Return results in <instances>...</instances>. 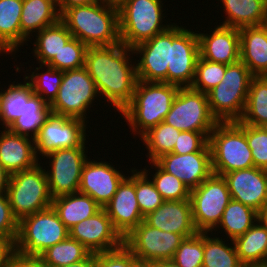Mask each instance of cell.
I'll return each instance as SVG.
<instances>
[{
	"label": "cell",
	"instance_id": "f35d334b",
	"mask_svg": "<svg viewBox=\"0 0 267 267\" xmlns=\"http://www.w3.org/2000/svg\"><path fill=\"white\" fill-rule=\"evenodd\" d=\"M39 65L40 67H36V70L33 69L32 74L25 75L24 79L31 85L33 93L40 96L50 105L58 94L64 71L55 69L47 64ZM42 67H46V71L38 73Z\"/></svg>",
	"mask_w": 267,
	"mask_h": 267
},
{
	"label": "cell",
	"instance_id": "816d5d0a",
	"mask_svg": "<svg viewBox=\"0 0 267 267\" xmlns=\"http://www.w3.org/2000/svg\"><path fill=\"white\" fill-rule=\"evenodd\" d=\"M97 1L98 0H59V14L61 15L68 8L89 5Z\"/></svg>",
	"mask_w": 267,
	"mask_h": 267
},
{
	"label": "cell",
	"instance_id": "ee69618b",
	"mask_svg": "<svg viewBox=\"0 0 267 267\" xmlns=\"http://www.w3.org/2000/svg\"><path fill=\"white\" fill-rule=\"evenodd\" d=\"M203 255L204 232H197L184 238L172 260L180 267H202Z\"/></svg>",
	"mask_w": 267,
	"mask_h": 267
},
{
	"label": "cell",
	"instance_id": "6da1fadb",
	"mask_svg": "<svg viewBox=\"0 0 267 267\" xmlns=\"http://www.w3.org/2000/svg\"><path fill=\"white\" fill-rule=\"evenodd\" d=\"M133 54V49L122 43L88 47L86 52L84 67L94 80L100 97H105L103 100L111 103L119 113L132 101L138 81Z\"/></svg>",
	"mask_w": 267,
	"mask_h": 267
},
{
	"label": "cell",
	"instance_id": "f5cc1de1",
	"mask_svg": "<svg viewBox=\"0 0 267 267\" xmlns=\"http://www.w3.org/2000/svg\"><path fill=\"white\" fill-rule=\"evenodd\" d=\"M61 267H96V253H90L84 260Z\"/></svg>",
	"mask_w": 267,
	"mask_h": 267
},
{
	"label": "cell",
	"instance_id": "60d3db41",
	"mask_svg": "<svg viewBox=\"0 0 267 267\" xmlns=\"http://www.w3.org/2000/svg\"><path fill=\"white\" fill-rule=\"evenodd\" d=\"M135 169V193L136 199L142 215L145 217L148 213L155 211L160 207L164 199L156 190L151 178L148 177L151 169ZM140 170V171H138ZM149 172V173H148Z\"/></svg>",
	"mask_w": 267,
	"mask_h": 267
},
{
	"label": "cell",
	"instance_id": "2e32d148",
	"mask_svg": "<svg viewBox=\"0 0 267 267\" xmlns=\"http://www.w3.org/2000/svg\"><path fill=\"white\" fill-rule=\"evenodd\" d=\"M170 45H172V26L132 48L137 57L140 55L139 60H137L138 63L136 61L138 80L167 83Z\"/></svg>",
	"mask_w": 267,
	"mask_h": 267
},
{
	"label": "cell",
	"instance_id": "5bb4252c",
	"mask_svg": "<svg viewBox=\"0 0 267 267\" xmlns=\"http://www.w3.org/2000/svg\"><path fill=\"white\" fill-rule=\"evenodd\" d=\"M184 238L181 234L161 231L142 221L124 238V246L138 259L153 262L172 260Z\"/></svg>",
	"mask_w": 267,
	"mask_h": 267
},
{
	"label": "cell",
	"instance_id": "e0dca14e",
	"mask_svg": "<svg viewBox=\"0 0 267 267\" xmlns=\"http://www.w3.org/2000/svg\"><path fill=\"white\" fill-rule=\"evenodd\" d=\"M69 237L83 244L91 253L116 250L124 238L114 228L104 208L69 229Z\"/></svg>",
	"mask_w": 267,
	"mask_h": 267
},
{
	"label": "cell",
	"instance_id": "d6a6232c",
	"mask_svg": "<svg viewBox=\"0 0 267 267\" xmlns=\"http://www.w3.org/2000/svg\"><path fill=\"white\" fill-rule=\"evenodd\" d=\"M239 121L250 126L267 125V76L252 78L245 110Z\"/></svg>",
	"mask_w": 267,
	"mask_h": 267
},
{
	"label": "cell",
	"instance_id": "7402d4cb",
	"mask_svg": "<svg viewBox=\"0 0 267 267\" xmlns=\"http://www.w3.org/2000/svg\"><path fill=\"white\" fill-rule=\"evenodd\" d=\"M198 32L201 58L226 65L240 60L239 28L215 25L209 34Z\"/></svg>",
	"mask_w": 267,
	"mask_h": 267
},
{
	"label": "cell",
	"instance_id": "44dd1931",
	"mask_svg": "<svg viewBox=\"0 0 267 267\" xmlns=\"http://www.w3.org/2000/svg\"><path fill=\"white\" fill-rule=\"evenodd\" d=\"M155 162L167 173L180 179L190 190L198 187L213 173L211 152L167 153Z\"/></svg>",
	"mask_w": 267,
	"mask_h": 267
},
{
	"label": "cell",
	"instance_id": "8992f818",
	"mask_svg": "<svg viewBox=\"0 0 267 267\" xmlns=\"http://www.w3.org/2000/svg\"><path fill=\"white\" fill-rule=\"evenodd\" d=\"M253 77L241 60L226 66L221 83L207 93L210 110L219 122L242 117Z\"/></svg>",
	"mask_w": 267,
	"mask_h": 267
},
{
	"label": "cell",
	"instance_id": "94428289",
	"mask_svg": "<svg viewBox=\"0 0 267 267\" xmlns=\"http://www.w3.org/2000/svg\"><path fill=\"white\" fill-rule=\"evenodd\" d=\"M247 267H267L266 265L247 266Z\"/></svg>",
	"mask_w": 267,
	"mask_h": 267
},
{
	"label": "cell",
	"instance_id": "3957f363",
	"mask_svg": "<svg viewBox=\"0 0 267 267\" xmlns=\"http://www.w3.org/2000/svg\"><path fill=\"white\" fill-rule=\"evenodd\" d=\"M179 88L166 82L138 80L132 101L120 112L121 119L125 118L132 133L141 137L164 121Z\"/></svg>",
	"mask_w": 267,
	"mask_h": 267
},
{
	"label": "cell",
	"instance_id": "7a4b0ae2",
	"mask_svg": "<svg viewBox=\"0 0 267 267\" xmlns=\"http://www.w3.org/2000/svg\"><path fill=\"white\" fill-rule=\"evenodd\" d=\"M60 20L73 37L88 47L113 46L120 41L118 5L97 1L66 9Z\"/></svg>",
	"mask_w": 267,
	"mask_h": 267
},
{
	"label": "cell",
	"instance_id": "f6af8a7d",
	"mask_svg": "<svg viewBox=\"0 0 267 267\" xmlns=\"http://www.w3.org/2000/svg\"><path fill=\"white\" fill-rule=\"evenodd\" d=\"M246 139L251 149L254 167L267 170V131L265 128L246 124Z\"/></svg>",
	"mask_w": 267,
	"mask_h": 267
},
{
	"label": "cell",
	"instance_id": "52a82bcc",
	"mask_svg": "<svg viewBox=\"0 0 267 267\" xmlns=\"http://www.w3.org/2000/svg\"><path fill=\"white\" fill-rule=\"evenodd\" d=\"M68 237L69 229L51 206L19 220L16 253L23 257H39L47 248Z\"/></svg>",
	"mask_w": 267,
	"mask_h": 267
},
{
	"label": "cell",
	"instance_id": "cb8c5ba5",
	"mask_svg": "<svg viewBox=\"0 0 267 267\" xmlns=\"http://www.w3.org/2000/svg\"><path fill=\"white\" fill-rule=\"evenodd\" d=\"M0 132V164L10 175L40 163L33 138L15 134L8 128Z\"/></svg>",
	"mask_w": 267,
	"mask_h": 267
},
{
	"label": "cell",
	"instance_id": "8fae6325",
	"mask_svg": "<svg viewBox=\"0 0 267 267\" xmlns=\"http://www.w3.org/2000/svg\"><path fill=\"white\" fill-rule=\"evenodd\" d=\"M190 201L196 230L213 234L231 201V195L223 176L212 173L198 187L190 190Z\"/></svg>",
	"mask_w": 267,
	"mask_h": 267
},
{
	"label": "cell",
	"instance_id": "7dc6e473",
	"mask_svg": "<svg viewBox=\"0 0 267 267\" xmlns=\"http://www.w3.org/2000/svg\"><path fill=\"white\" fill-rule=\"evenodd\" d=\"M18 219L13 215L6 193H0V235L16 240Z\"/></svg>",
	"mask_w": 267,
	"mask_h": 267
},
{
	"label": "cell",
	"instance_id": "d6986e66",
	"mask_svg": "<svg viewBox=\"0 0 267 267\" xmlns=\"http://www.w3.org/2000/svg\"><path fill=\"white\" fill-rule=\"evenodd\" d=\"M119 184L112 199L103 207L114 228L125 238L142 221V215L135 193V167Z\"/></svg>",
	"mask_w": 267,
	"mask_h": 267
},
{
	"label": "cell",
	"instance_id": "8d00e7d4",
	"mask_svg": "<svg viewBox=\"0 0 267 267\" xmlns=\"http://www.w3.org/2000/svg\"><path fill=\"white\" fill-rule=\"evenodd\" d=\"M91 252L80 242L68 237L39 255L45 267H61L84 260Z\"/></svg>",
	"mask_w": 267,
	"mask_h": 267
},
{
	"label": "cell",
	"instance_id": "9c48e42d",
	"mask_svg": "<svg viewBox=\"0 0 267 267\" xmlns=\"http://www.w3.org/2000/svg\"><path fill=\"white\" fill-rule=\"evenodd\" d=\"M163 122L179 131L202 132L207 138L219 123L210 110L207 94L191 87L179 88Z\"/></svg>",
	"mask_w": 267,
	"mask_h": 267
},
{
	"label": "cell",
	"instance_id": "c3c4849f",
	"mask_svg": "<svg viewBox=\"0 0 267 267\" xmlns=\"http://www.w3.org/2000/svg\"><path fill=\"white\" fill-rule=\"evenodd\" d=\"M96 267H130V251L123 245L113 251L96 253Z\"/></svg>",
	"mask_w": 267,
	"mask_h": 267
},
{
	"label": "cell",
	"instance_id": "f1b7e54d",
	"mask_svg": "<svg viewBox=\"0 0 267 267\" xmlns=\"http://www.w3.org/2000/svg\"><path fill=\"white\" fill-rule=\"evenodd\" d=\"M23 0H0V53L15 54L21 47Z\"/></svg>",
	"mask_w": 267,
	"mask_h": 267
},
{
	"label": "cell",
	"instance_id": "30bf717a",
	"mask_svg": "<svg viewBox=\"0 0 267 267\" xmlns=\"http://www.w3.org/2000/svg\"><path fill=\"white\" fill-rule=\"evenodd\" d=\"M100 97L94 80L85 67L66 70L58 94L49 105L51 113L86 120L87 110ZM92 104V106H91Z\"/></svg>",
	"mask_w": 267,
	"mask_h": 267
},
{
	"label": "cell",
	"instance_id": "5b68a950",
	"mask_svg": "<svg viewBox=\"0 0 267 267\" xmlns=\"http://www.w3.org/2000/svg\"><path fill=\"white\" fill-rule=\"evenodd\" d=\"M117 5L120 41L127 47L133 48L172 26L162 24V0H121Z\"/></svg>",
	"mask_w": 267,
	"mask_h": 267
},
{
	"label": "cell",
	"instance_id": "e575fe53",
	"mask_svg": "<svg viewBox=\"0 0 267 267\" xmlns=\"http://www.w3.org/2000/svg\"><path fill=\"white\" fill-rule=\"evenodd\" d=\"M50 114V106L40 96L33 94L25 103L22 116L8 129L15 134L31 136L34 139Z\"/></svg>",
	"mask_w": 267,
	"mask_h": 267
},
{
	"label": "cell",
	"instance_id": "4dcf8cb0",
	"mask_svg": "<svg viewBox=\"0 0 267 267\" xmlns=\"http://www.w3.org/2000/svg\"><path fill=\"white\" fill-rule=\"evenodd\" d=\"M33 56L37 64H48L64 45L73 37L66 25L59 20L56 24L43 28L35 34Z\"/></svg>",
	"mask_w": 267,
	"mask_h": 267
},
{
	"label": "cell",
	"instance_id": "1f68e13d",
	"mask_svg": "<svg viewBox=\"0 0 267 267\" xmlns=\"http://www.w3.org/2000/svg\"><path fill=\"white\" fill-rule=\"evenodd\" d=\"M24 83L12 82L6 90L0 91V123L2 128H9L25 110V103L34 94L31 85L23 78ZM5 126V127H4Z\"/></svg>",
	"mask_w": 267,
	"mask_h": 267
},
{
	"label": "cell",
	"instance_id": "83f0119b",
	"mask_svg": "<svg viewBox=\"0 0 267 267\" xmlns=\"http://www.w3.org/2000/svg\"><path fill=\"white\" fill-rule=\"evenodd\" d=\"M51 206L68 229L90 218L102 208L89 195L79 192L56 197L52 199Z\"/></svg>",
	"mask_w": 267,
	"mask_h": 267
},
{
	"label": "cell",
	"instance_id": "d590c367",
	"mask_svg": "<svg viewBox=\"0 0 267 267\" xmlns=\"http://www.w3.org/2000/svg\"><path fill=\"white\" fill-rule=\"evenodd\" d=\"M208 234L209 232H204L202 267H245L239 259L233 240L227 243L222 237L220 239Z\"/></svg>",
	"mask_w": 267,
	"mask_h": 267
},
{
	"label": "cell",
	"instance_id": "ab89813d",
	"mask_svg": "<svg viewBox=\"0 0 267 267\" xmlns=\"http://www.w3.org/2000/svg\"><path fill=\"white\" fill-rule=\"evenodd\" d=\"M154 166L155 174L148 176L164 201L190 199V189L177 177L167 173L155 161L149 163Z\"/></svg>",
	"mask_w": 267,
	"mask_h": 267
},
{
	"label": "cell",
	"instance_id": "7bdbcfd3",
	"mask_svg": "<svg viewBox=\"0 0 267 267\" xmlns=\"http://www.w3.org/2000/svg\"><path fill=\"white\" fill-rule=\"evenodd\" d=\"M87 49V45L72 37L47 65L61 71L84 67Z\"/></svg>",
	"mask_w": 267,
	"mask_h": 267
},
{
	"label": "cell",
	"instance_id": "603a6c76",
	"mask_svg": "<svg viewBox=\"0 0 267 267\" xmlns=\"http://www.w3.org/2000/svg\"><path fill=\"white\" fill-rule=\"evenodd\" d=\"M144 221L161 231L183 235L185 238L195 235L190 199L164 201L155 211L148 213Z\"/></svg>",
	"mask_w": 267,
	"mask_h": 267
},
{
	"label": "cell",
	"instance_id": "ffe728a7",
	"mask_svg": "<svg viewBox=\"0 0 267 267\" xmlns=\"http://www.w3.org/2000/svg\"><path fill=\"white\" fill-rule=\"evenodd\" d=\"M231 199L259 211L267 203V170L251 167L222 175Z\"/></svg>",
	"mask_w": 267,
	"mask_h": 267
},
{
	"label": "cell",
	"instance_id": "ba28073f",
	"mask_svg": "<svg viewBox=\"0 0 267 267\" xmlns=\"http://www.w3.org/2000/svg\"><path fill=\"white\" fill-rule=\"evenodd\" d=\"M40 164L10 175L6 194L18 221L52 205L46 167Z\"/></svg>",
	"mask_w": 267,
	"mask_h": 267
},
{
	"label": "cell",
	"instance_id": "9f6ffc18",
	"mask_svg": "<svg viewBox=\"0 0 267 267\" xmlns=\"http://www.w3.org/2000/svg\"><path fill=\"white\" fill-rule=\"evenodd\" d=\"M257 221L267 228V203L257 212Z\"/></svg>",
	"mask_w": 267,
	"mask_h": 267
},
{
	"label": "cell",
	"instance_id": "db71d44e",
	"mask_svg": "<svg viewBox=\"0 0 267 267\" xmlns=\"http://www.w3.org/2000/svg\"><path fill=\"white\" fill-rule=\"evenodd\" d=\"M10 174L0 164V193H7Z\"/></svg>",
	"mask_w": 267,
	"mask_h": 267
},
{
	"label": "cell",
	"instance_id": "6f0895ef",
	"mask_svg": "<svg viewBox=\"0 0 267 267\" xmlns=\"http://www.w3.org/2000/svg\"><path fill=\"white\" fill-rule=\"evenodd\" d=\"M155 267H180L173 260H161L155 262Z\"/></svg>",
	"mask_w": 267,
	"mask_h": 267
},
{
	"label": "cell",
	"instance_id": "bcb514c9",
	"mask_svg": "<svg viewBox=\"0 0 267 267\" xmlns=\"http://www.w3.org/2000/svg\"><path fill=\"white\" fill-rule=\"evenodd\" d=\"M194 152H211L208 138L202 132L181 131L172 153L188 154Z\"/></svg>",
	"mask_w": 267,
	"mask_h": 267
},
{
	"label": "cell",
	"instance_id": "74e56055",
	"mask_svg": "<svg viewBox=\"0 0 267 267\" xmlns=\"http://www.w3.org/2000/svg\"><path fill=\"white\" fill-rule=\"evenodd\" d=\"M180 132L173 126L161 122L144 133L139 140H142L143 145L146 146L148 162L156 161L161 156L172 153Z\"/></svg>",
	"mask_w": 267,
	"mask_h": 267
},
{
	"label": "cell",
	"instance_id": "d4e9b609",
	"mask_svg": "<svg viewBox=\"0 0 267 267\" xmlns=\"http://www.w3.org/2000/svg\"><path fill=\"white\" fill-rule=\"evenodd\" d=\"M240 60L254 76H267V24L239 28Z\"/></svg>",
	"mask_w": 267,
	"mask_h": 267
},
{
	"label": "cell",
	"instance_id": "f907efd6",
	"mask_svg": "<svg viewBox=\"0 0 267 267\" xmlns=\"http://www.w3.org/2000/svg\"><path fill=\"white\" fill-rule=\"evenodd\" d=\"M8 267H45L38 257H23L16 254L10 261Z\"/></svg>",
	"mask_w": 267,
	"mask_h": 267
},
{
	"label": "cell",
	"instance_id": "11a10c76",
	"mask_svg": "<svg viewBox=\"0 0 267 267\" xmlns=\"http://www.w3.org/2000/svg\"><path fill=\"white\" fill-rule=\"evenodd\" d=\"M130 267H155V262L138 259L130 252Z\"/></svg>",
	"mask_w": 267,
	"mask_h": 267
},
{
	"label": "cell",
	"instance_id": "277c9868",
	"mask_svg": "<svg viewBox=\"0 0 267 267\" xmlns=\"http://www.w3.org/2000/svg\"><path fill=\"white\" fill-rule=\"evenodd\" d=\"M212 172L223 174L254 167L246 139V124L238 121L219 122L208 138Z\"/></svg>",
	"mask_w": 267,
	"mask_h": 267
},
{
	"label": "cell",
	"instance_id": "ac0fdd59",
	"mask_svg": "<svg viewBox=\"0 0 267 267\" xmlns=\"http://www.w3.org/2000/svg\"><path fill=\"white\" fill-rule=\"evenodd\" d=\"M112 165L108 161L97 162L88 158L82 168L78 192L89 195L102 208L112 199L126 177L121 170L118 171L120 168Z\"/></svg>",
	"mask_w": 267,
	"mask_h": 267
},
{
	"label": "cell",
	"instance_id": "9a60e30c",
	"mask_svg": "<svg viewBox=\"0 0 267 267\" xmlns=\"http://www.w3.org/2000/svg\"><path fill=\"white\" fill-rule=\"evenodd\" d=\"M197 31L172 23V45L167 83L190 87L195 77L196 63L200 56Z\"/></svg>",
	"mask_w": 267,
	"mask_h": 267
},
{
	"label": "cell",
	"instance_id": "b9f144b4",
	"mask_svg": "<svg viewBox=\"0 0 267 267\" xmlns=\"http://www.w3.org/2000/svg\"><path fill=\"white\" fill-rule=\"evenodd\" d=\"M226 66V64L205 60L199 56L196 63L195 77L190 87L207 94L221 83Z\"/></svg>",
	"mask_w": 267,
	"mask_h": 267
},
{
	"label": "cell",
	"instance_id": "4316f807",
	"mask_svg": "<svg viewBox=\"0 0 267 267\" xmlns=\"http://www.w3.org/2000/svg\"><path fill=\"white\" fill-rule=\"evenodd\" d=\"M227 15L220 25L242 28L267 24V0H218Z\"/></svg>",
	"mask_w": 267,
	"mask_h": 267
},
{
	"label": "cell",
	"instance_id": "f546056e",
	"mask_svg": "<svg viewBox=\"0 0 267 267\" xmlns=\"http://www.w3.org/2000/svg\"><path fill=\"white\" fill-rule=\"evenodd\" d=\"M241 263L247 266L265 265L267 260V228L258 221L234 240Z\"/></svg>",
	"mask_w": 267,
	"mask_h": 267
},
{
	"label": "cell",
	"instance_id": "680465c9",
	"mask_svg": "<svg viewBox=\"0 0 267 267\" xmlns=\"http://www.w3.org/2000/svg\"><path fill=\"white\" fill-rule=\"evenodd\" d=\"M99 1H105L113 4H117V0H99Z\"/></svg>",
	"mask_w": 267,
	"mask_h": 267
},
{
	"label": "cell",
	"instance_id": "484cf974",
	"mask_svg": "<svg viewBox=\"0 0 267 267\" xmlns=\"http://www.w3.org/2000/svg\"><path fill=\"white\" fill-rule=\"evenodd\" d=\"M60 20L57 6L51 0H23L21 25V46L31 36L43 28L56 24Z\"/></svg>",
	"mask_w": 267,
	"mask_h": 267
},
{
	"label": "cell",
	"instance_id": "681fc988",
	"mask_svg": "<svg viewBox=\"0 0 267 267\" xmlns=\"http://www.w3.org/2000/svg\"><path fill=\"white\" fill-rule=\"evenodd\" d=\"M16 254L15 240L0 235V267H8Z\"/></svg>",
	"mask_w": 267,
	"mask_h": 267
},
{
	"label": "cell",
	"instance_id": "91938a15",
	"mask_svg": "<svg viewBox=\"0 0 267 267\" xmlns=\"http://www.w3.org/2000/svg\"><path fill=\"white\" fill-rule=\"evenodd\" d=\"M51 1L56 4L58 12H59V0H51Z\"/></svg>",
	"mask_w": 267,
	"mask_h": 267
},
{
	"label": "cell",
	"instance_id": "836d02e7",
	"mask_svg": "<svg viewBox=\"0 0 267 267\" xmlns=\"http://www.w3.org/2000/svg\"><path fill=\"white\" fill-rule=\"evenodd\" d=\"M257 222V211L242 204L239 201L231 199L226 206L222 219L218 226L213 231L224 230L230 240H235L237 237L243 235Z\"/></svg>",
	"mask_w": 267,
	"mask_h": 267
},
{
	"label": "cell",
	"instance_id": "7c38bea8",
	"mask_svg": "<svg viewBox=\"0 0 267 267\" xmlns=\"http://www.w3.org/2000/svg\"><path fill=\"white\" fill-rule=\"evenodd\" d=\"M85 141L81 146L74 148L58 149L47 154L50 170L46 171L48 187L52 199L77 193L83 165L87 157V145Z\"/></svg>",
	"mask_w": 267,
	"mask_h": 267
},
{
	"label": "cell",
	"instance_id": "4fadbf2b",
	"mask_svg": "<svg viewBox=\"0 0 267 267\" xmlns=\"http://www.w3.org/2000/svg\"><path fill=\"white\" fill-rule=\"evenodd\" d=\"M87 121L51 113L34 138L37 158L58 149L81 146L86 141Z\"/></svg>",
	"mask_w": 267,
	"mask_h": 267
}]
</instances>
